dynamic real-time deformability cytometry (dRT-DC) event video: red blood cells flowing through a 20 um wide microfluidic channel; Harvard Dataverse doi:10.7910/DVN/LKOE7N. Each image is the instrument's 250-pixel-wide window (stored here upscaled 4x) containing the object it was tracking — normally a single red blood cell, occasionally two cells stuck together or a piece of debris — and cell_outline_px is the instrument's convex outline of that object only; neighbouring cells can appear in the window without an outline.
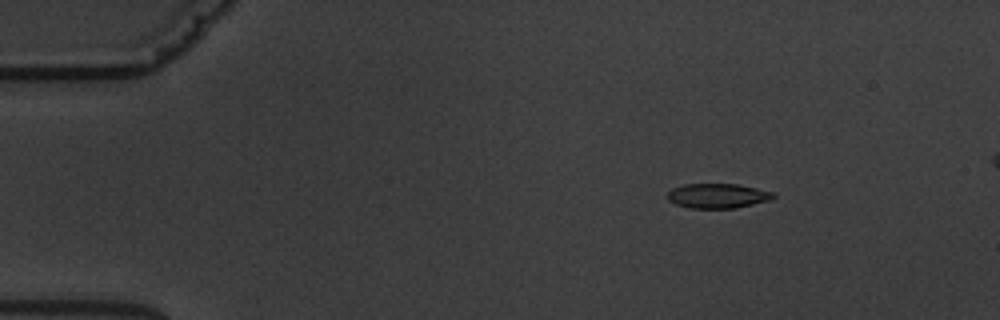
{"species": "common noctule bat (a hibernating species)", "species_latin": "Nyctalus noctula", "temperature_condition": "warm", "stored_images_in_passage": 10, "camera_frame_rate_fps": 3000, "um_per_image_px": 0.085, "animal": {"sex": "male", "body_mass_g": 19.5, "forearm_length_mm": 54.6}, "frame": {"image": 1, "passage_image": 2, "time_ms": 1.333, "image_size_px": [1000, 320], "cell_outline_px": [[776, 196], [772, 200], [736, 208], [688, 208], [676, 204], [668, 200], [668, 192], [672, 188], [684, 184], [736, 184], [776, 192]], "centroid_in_image_um": [61.04, 16.65], "position_along_channel_um": 24.0, "area_um2": 15.37}}
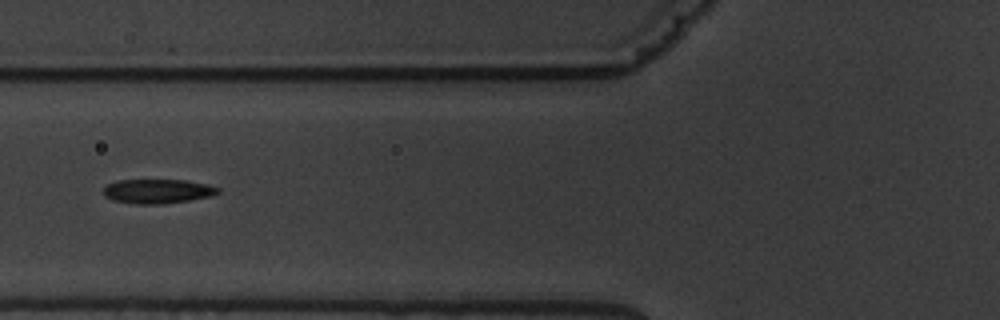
{"frame": {"image": 2, "passage_image": 6, "time_ms": 6.0, "image_size_px": [1000, 320], "cell_outline_px": [[220, 192], [212, 196], [164, 204], [136, 204], [112, 200], [104, 196], [104, 188], [108, 184], [116, 180], [184, 180], [208, 184], [220, 188]], "centroid_in_image_um": [13.41, 16.25], "position_along_channel_um": 112.4, "area_um2": 16.3}}
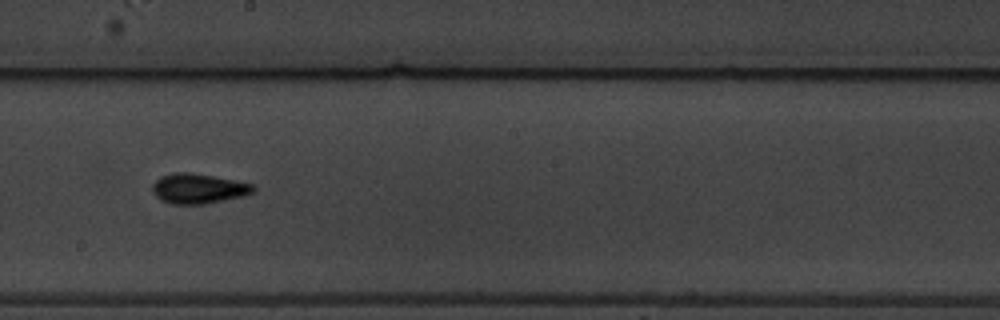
{"frame": {"image": 3, "passage_image": 9, "time_ms": 9.333, "image_size_px": [1000, 320], "cell_outline_px": [[256, 188], [252, 192], [240, 196], [204, 204], [172, 204], [160, 200], [152, 192], [152, 184], [160, 176], [176, 172], [188, 172], [236, 180], [256, 184]], "centroid_in_image_um": [16.83, 16.02], "position_along_channel_um": 231.4, "area_um2": 17.57}}